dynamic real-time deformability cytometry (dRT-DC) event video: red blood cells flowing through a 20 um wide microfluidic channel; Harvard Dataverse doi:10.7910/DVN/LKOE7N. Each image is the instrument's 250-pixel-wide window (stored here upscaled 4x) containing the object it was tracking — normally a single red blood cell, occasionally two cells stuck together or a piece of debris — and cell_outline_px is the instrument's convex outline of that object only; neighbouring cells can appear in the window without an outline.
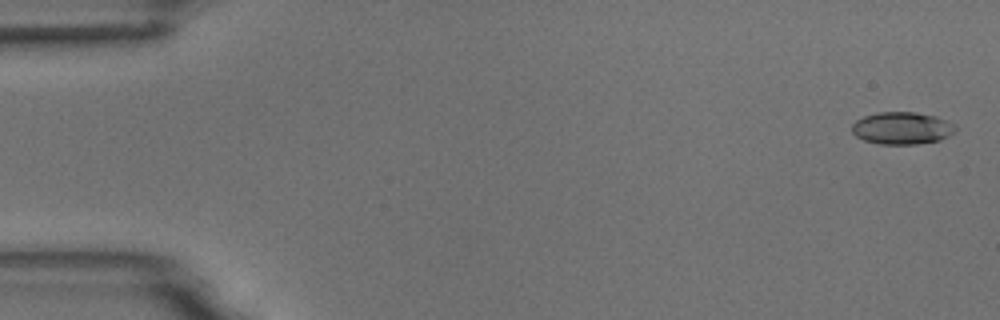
{"species": "common noctule bat (a hibernating species)", "species_latin": "Nyctalus noctula", "temperature_condition": "room temperature", "stored_images_in_passage": 6, "camera_frame_rate_fps": 3000, "um_per_image_px": 0.085, "animal": {"sex": "male", "body_mass_g": 18.8}, "frame": {"image": 1, "passage_image": 1, "time_ms": 0.0, "image_size_px": [1000, 320], "cell_outline_px": [[956, 128], [948, 136], [940, 140], [916, 144], [880, 144], [864, 140], [856, 136], [852, 132], [852, 124], [856, 120], [864, 116], [880, 112], [916, 112], [936, 116], [956, 124]], "centroid_in_image_um": [76.67, 10.89], "position_along_channel_um": 8.3, "area_um2": 19.48}}
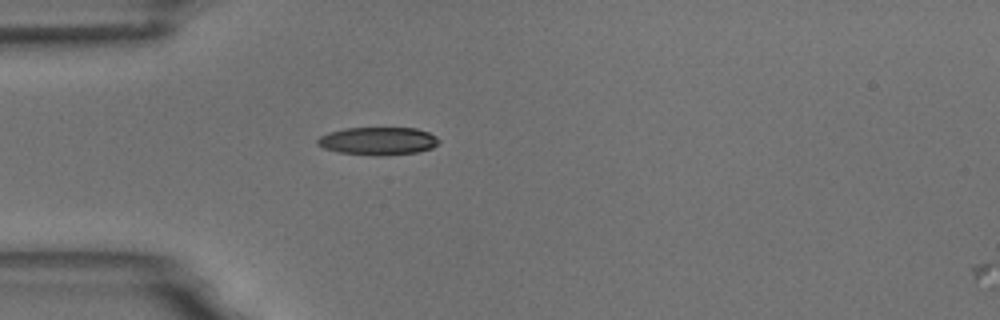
{"frame": {"image": 2, "passage_image": 5, "time_ms": 4.667, "image_size_px": [1000, 320], "cell_outline_px": [[440, 140], [432, 148], [416, 152], [384, 156], [372, 156], [340, 152], [324, 148], [316, 144], [316, 140], [320, 136], [328, 132], [344, 128], [416, 128], [428, 132], [436, 136]], "centroid_in_image_um": [32.11, 11.99], "position_along_channel_um": 52.9, "area_um2": 19.83}}